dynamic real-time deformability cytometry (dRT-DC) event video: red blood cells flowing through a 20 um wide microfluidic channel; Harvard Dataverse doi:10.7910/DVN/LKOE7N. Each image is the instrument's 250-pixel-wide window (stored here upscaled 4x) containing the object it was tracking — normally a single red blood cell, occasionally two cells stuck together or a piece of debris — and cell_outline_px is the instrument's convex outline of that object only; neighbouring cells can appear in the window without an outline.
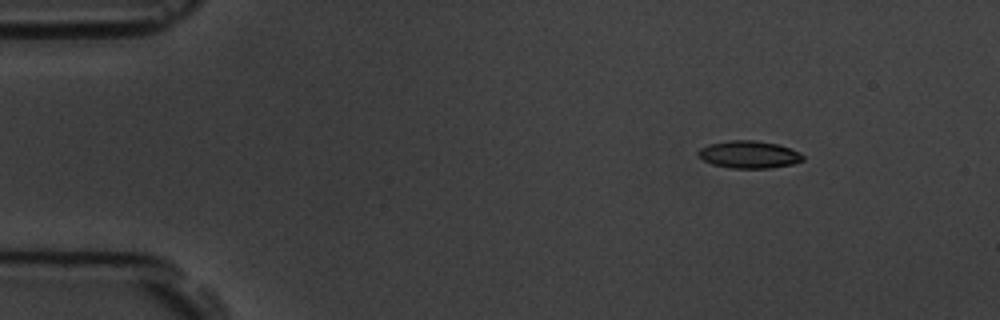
{"species": "common noctule bat (a hibernating species)", "species_latin": "Nyctalus noctula", "temperature_condition": "room temperature", "stored_images_in_passage": 2, "camera_frame_rate_fps": 3000, "um_per_image_px": 0.085, "animal": {"sex": "male", "body_mass_g": 19.5, "forearm_length_mm": 54.6}, "frame": {"image": 1, "passage_image": 2, "time_ms": 1.0, "image_size_px": [1000, 320], "cell_outline_px": [[804, 160], [792, 164], [772, 168], [732, 168], [712, 164], [696, 156], [696, 152], [700, 148], [708, 144], [728, 140], [756, 140], [776, 144], [800, 152], [804, 156]], "centroid_in_image_um": [63.63, 13.13], "position_along_channel_um": 21.4, "area_um2": 16.82}}